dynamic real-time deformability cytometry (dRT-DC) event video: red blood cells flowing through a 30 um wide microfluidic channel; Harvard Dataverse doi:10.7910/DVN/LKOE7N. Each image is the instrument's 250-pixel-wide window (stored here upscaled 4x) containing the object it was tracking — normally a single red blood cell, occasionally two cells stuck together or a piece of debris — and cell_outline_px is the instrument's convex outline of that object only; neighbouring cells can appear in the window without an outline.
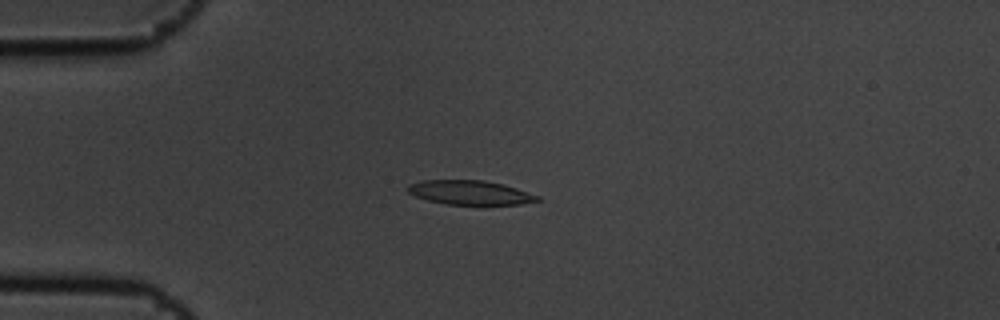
{"species": "common noctule bat (a hibernating species)", "species_latin": "Nyctalus noctula", "temperature_condition": "cold", "stored_images_in_passage": 7, "camera_frame_rate_fps": 3000, "um_per_image_px": 0.085, "animal": {"sex": "male", "body_mass_g": 19.5, "forearm_length_mm": 54.6}, "frame": {"image": 1, "passage_image": 4, "time_ms": 1.0, "image_size_px": [1000, 320], "cell_outline_px": [[540, 200], [520, 204], [444, 204], [428, 200], [416, 196], [408, 192], [408, 184], [424, 180], [484, 180], [504, 184], [540, 196]], "centroid_in_image_um": [39.96, 16.36], "position_along_channel_um": 45.0, "area_um2": 18.15}}
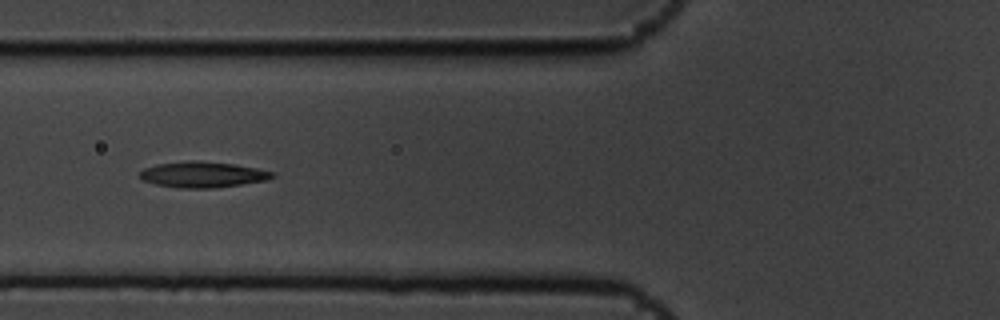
{"frame": {"image": 2, "passage_image": 6, "time_ms": 1.667, "image_size_px": [1000, 320], "cell_outline_px": [[276, 176], [264, 180], [240, 184], [212, 188], [180, 188], [156, 184], [144, 180], [140, 176], [140, 172], [144, 168], [156, 164], [188, 160], [196, 160], [236, 164], [276, 172]], "centroid_in_image_um": [17.24, 14.82], "position_along_channel_um": 108.6, "area_um2": 19.88}}
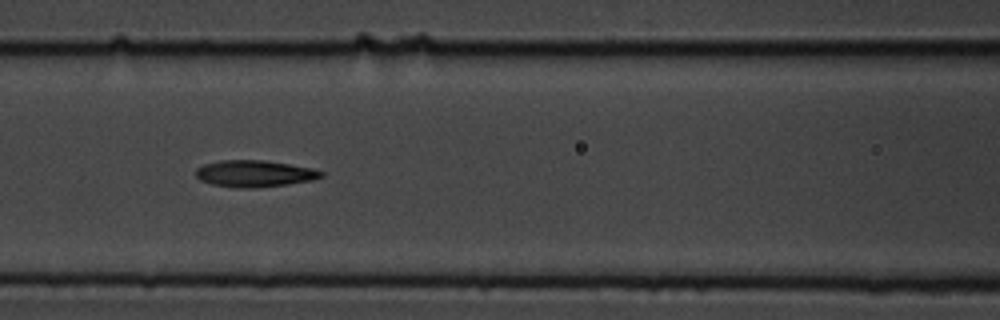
{"frame": {"image": 3, "passage_image": 7, "time_ms": 2.0, "image_size_px": [1000, 320], "cell_outline_px": [[324, 176], [312, 180], [288, 184], [256, 188], [236, 188], [212, 184], [200, 180], [196, 176], [196, 168], [204, 164], [220, 160], [264, 160], [312, 168], [324, 172]], "centroid_in_image_um": [21.62, 14.76], "position_along_channel_um": 145.0, "area_um2": 19.54}}